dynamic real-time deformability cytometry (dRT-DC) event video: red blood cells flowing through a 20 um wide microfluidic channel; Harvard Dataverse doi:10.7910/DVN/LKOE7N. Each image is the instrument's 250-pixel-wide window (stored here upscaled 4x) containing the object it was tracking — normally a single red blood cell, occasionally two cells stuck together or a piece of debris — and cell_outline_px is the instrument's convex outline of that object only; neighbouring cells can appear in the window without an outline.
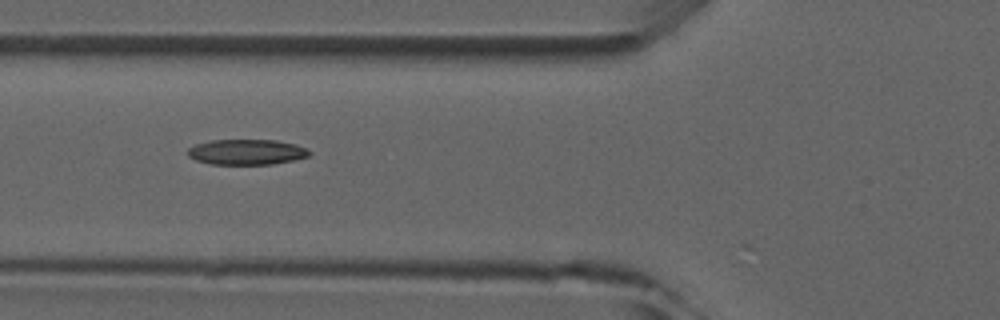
{"species": "common noctule bat (a hibernating species)", "species_latin": "Nyctalus noctula", "temperature_condition": "room temperature", "stored_images_in_passage": 7, "camera_frame_rate_fps": 3000, "um_per_image_px": 0.085, "animal": {"sex": "male", "forearm_length_mm": 52.5}, "frame": {"image": 1, "passage_image": 5, "time_ms": 4.667, "image_size_px": [1000, 320], "cell_outline_px": [[312, 152], [308, 156], [292, 160], [272, 164], [208, 164], [196, 160], [188, 156], [188, 148], [196, 144], [212, 140], [276, 140], [296, 144], [308, 148]], "centroid_in_image_um": [20.97, 12.92], "position_along_channel_um": 104.8, "area_um2": 18.03}}
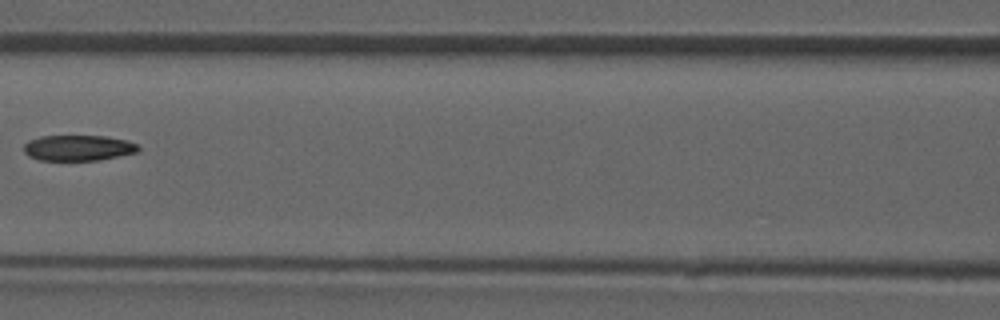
{"frame": {"image": 2, "passage_image": 6, "time_ms": 6.0, "image_size_px": [1000, 320], "cell_outline_px": [[140, 148], [136, 152], [100, 160], [40, 160], [28, 156], [24, 152], [24, 144], [28, 140], [40, 136], [104, 136], [128, 140], [140, 144]], "centroid_in_image_um": [6.66, 12.56], "position_along_channel_um": 159.9, "area_um2": 17.22}}